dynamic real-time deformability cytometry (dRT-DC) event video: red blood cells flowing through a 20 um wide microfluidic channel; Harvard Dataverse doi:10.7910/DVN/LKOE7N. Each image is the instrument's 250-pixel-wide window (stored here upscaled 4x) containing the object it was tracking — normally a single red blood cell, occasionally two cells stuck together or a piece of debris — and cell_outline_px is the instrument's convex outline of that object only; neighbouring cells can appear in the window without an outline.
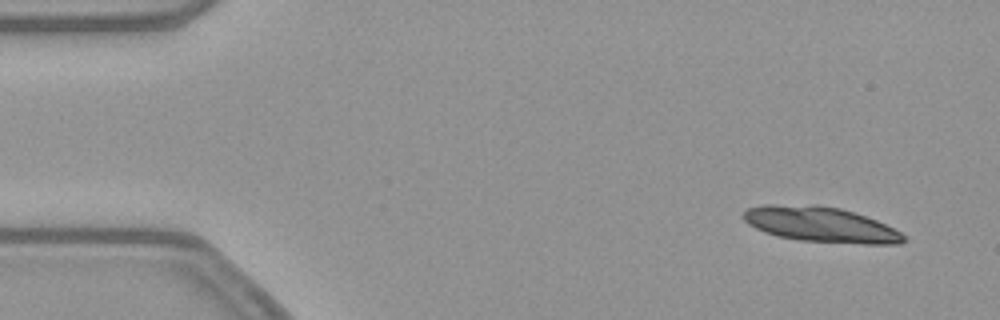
{"species": "common noctule bat (a hibernating species)", "species_latin": "Nyctalus noctula", "temperature_condition": "warm", "stored_images_in_passage": 22, "camera_frame_rate_fps": 3000, "um_per_image_px": 0.085, "animal": {"sex": "female", "body_mass_g": 21.9}, "frame": {"image": 1, "passage_image": 4, "time_ms": 1.0, "image_size_px": [1000, 320], "cell_outline_px": [[908, 240], [900, 244], [864, 244], [800, 240], [776, 236], [764, 232], [748, 224], [744, 220], [744, 212], [748, 208], [764, 204], [816, 204], [840, 208], [876, 220], [900, 232]], "centroid_in_image_um": [69.74, 19.08], "position_along_channel_um": 15.3, "area_um2": 32.95}}